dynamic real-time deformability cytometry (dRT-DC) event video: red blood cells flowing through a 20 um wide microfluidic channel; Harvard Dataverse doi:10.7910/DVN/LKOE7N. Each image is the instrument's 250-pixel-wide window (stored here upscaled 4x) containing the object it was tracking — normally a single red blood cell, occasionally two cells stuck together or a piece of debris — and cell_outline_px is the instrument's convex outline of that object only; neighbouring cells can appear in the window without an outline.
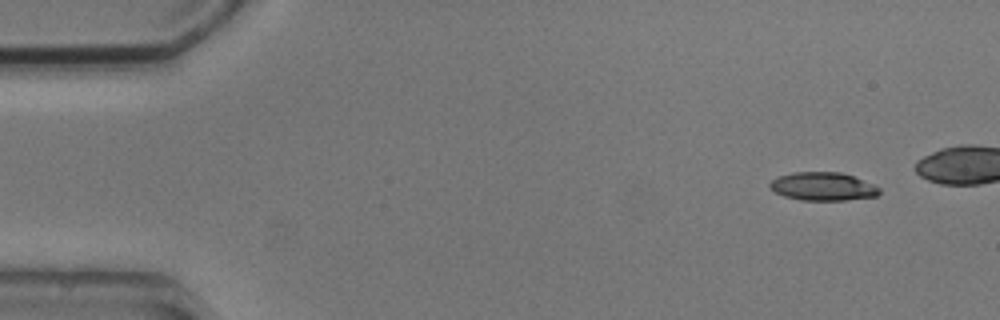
{"species": "common noctule bat (a hibernating species)", "species_latin": "Nyctalus noctula", "temperature_condition": "cold", "stored_images_in_passage": 5, "camera_frame_rate_fps": 3000, "um_per_image_px": 0.085, "animal": {"sex": "male", "body_mass_g": 20.5, "forearm_length_mm": 52.5}, "frame": {"image": 1, "passage_image": 1, "time_ms": 0.0, "image_size_px": [1000, 320], "cell_outline_px": [[880, 192], [876, 196], [844, 200], [800, 200], [784, 196], [776, 192], [768, 184], [776, 176], [792, 172], [840, 172], [876, 184], [880, 188]], "centroid_in_image_um": [69.95, 15.84], "position_along_channel_um": 15.0, "area_um2": 18.09}}